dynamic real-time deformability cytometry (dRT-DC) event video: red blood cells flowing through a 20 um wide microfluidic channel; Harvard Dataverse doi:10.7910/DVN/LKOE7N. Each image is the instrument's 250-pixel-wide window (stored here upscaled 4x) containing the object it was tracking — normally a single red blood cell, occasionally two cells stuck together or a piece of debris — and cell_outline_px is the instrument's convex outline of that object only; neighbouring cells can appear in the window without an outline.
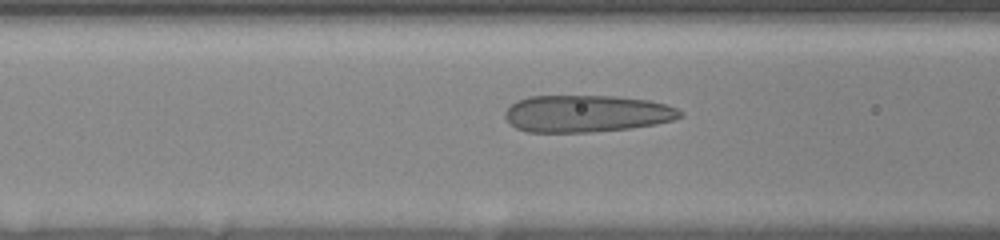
{"species": "human", "species_latin": "Homo sapiens", "temperature_condition": "room temperature", "stored_images_in_passage": 40, "camera_frame_rate_fps": 3000, "um_per_image_px": 0.085, "donor": {"sex": "female"}, "frame": {"image": 1, "passage_image": 7, "time_ms": 2.0, "image_size_px": [1000, 240], "cell_outline_px": [[684, 116], [672, 120], [656, 124], [628, 128], [588, 132], [528, 132], [516, 128], [504, 116], [504, 112], [516, 100], [528, 96], [616, 96], [648, 100], [664, 104], [676, 108], [684, 112]], "centroid_in_image_um": [49.85, 9.65], "position_along_channel_um": 116.7, "area_um2": 37.74}}
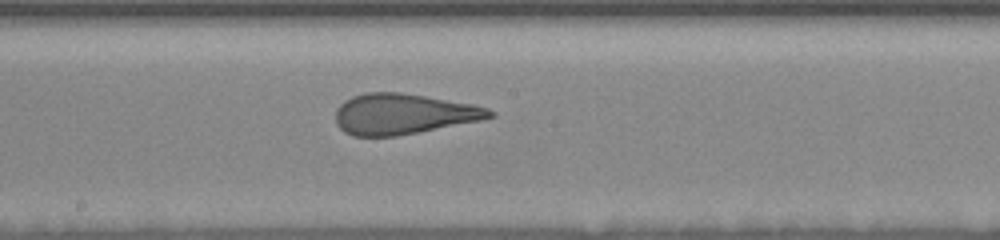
{"frame": {"image": 2, "passage_image": 15, "time_ms": 4.667, "image_size_px": [1000, 240], "cell_outline_px": [[496, 116], [480, 120], [396, 136], [352, 136], [344, 132], [336, 124], [336, 108], [344, 100], [352, 96], [364, 92], [400, 92], [472, 104], [488, 108], [496, 112]], "centroid_in_image_um": [34.24, 9.68], "position_along_channel_um": 214.0, "area_um2": 36.36}}
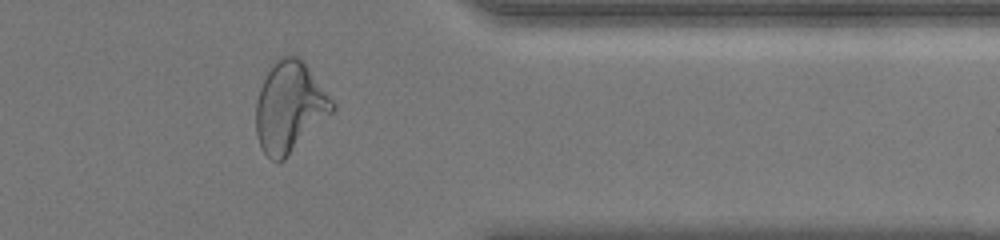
{"frame": {"image": 3, "passage_image": 30, "time_ms": 9.667, "image_size_px": [1000, 240], "cell_outline_px": [[336, 108], [284, 160], [272, 160], [260, 148], [256, 136], [256, 100], [260, 88], [268, 72], [276, 60], [280, 56], [296, 56], [304, 60], [336, 104]], "centroid_in_image_um": [24.62, 9.09], "position_along_channel_um": 386.8, "area_um2": 40.06}, "authors_computed_cell_mechanics": {"area_um2": 38.0035, "velocity_mm_per_s": 3.6338, "shape_relaxation_time_tau1_ms": 6.0517, "shape_relaxation_time_tau2_ms": 1.0932, "deformation_change_tau1": 0.2299, "deformation_change_tau2": 0.1156}}